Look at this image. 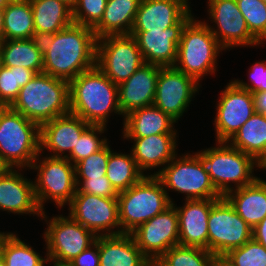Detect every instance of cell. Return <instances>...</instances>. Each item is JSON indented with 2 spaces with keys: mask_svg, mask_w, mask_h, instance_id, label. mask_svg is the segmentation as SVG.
I'll return each instance as SVG.
<instances>
[{
  "mask_svg": "<svg viewBox=\"0 0 266 266\" xmlns=\"http://www.w3.org/2000/svg\"><path fill=\"white\" fill-rule=\"evenodd\" d=\"M161 67L144 63L118 85V104L123 116L135 109L153 105Z\"/></svg>",
  "mask_w": 266,
  "mask_h": 266,
  "instance_id": "21",
  "label": "cell"
},
{
  "mask_svg": "<svg viewBox=\"0 0 266 266\" xmlns=\"http://www.w3.org/2000/svg\"><path fill=\"white\" fill-rule=\"evenodd\" d=\"M70 112L91 125L107 126L110 114L122 115L118 85L97 66L69 82Z\"/></svg>",
  "mask_w": 266,
  "mask_h": 266,
  "instance_id": "2",
  "label": "cell"
},
{
  "mask_svg": "<svg viewBox=\"0 0 266 266\" xmlns=\"http://www.w3.org/2000/svg\"><path fill=\"white\" fill-rule=\"evenodd\" d=\"M99 266H153L131 234L99 236Z\"/></svg>",
  "mask_w": 266,
  "mask_h": 266,
  "instance_id": "25",
  "label": "cell"
},
{
  "mask_svg": "<svg viewBox=\"0 0 266 266\" xmlns=\"http://www.w3.org/2000/svg\"><path fill=\"white\" fill-rule=\"evenodd\" d=\"M73 266H99V236L95 242L71 261Z\"/></svg>",
  "mask_w": 266,
  "mask_h": 266,
  "instance_id": "44",
  "label": "cell"
},
{
  "mask_svg": "<svg viewBox=\"0 0 266 266\" xmlns=\"http://www.w3.org/2000/svg\"><path fill=\"white\" fill-rule=\"evenodd\" d=\"M64 3H66L70 8H74V6L77 4L78 0H60Z\"/></svg>",
  "mask_w": 266,
  "mask_h": 266,
  "instance_id": "52",
  "label": "cell"
},
{
  "mask_svg": "<svg viewBox=\"0 0 266 266\" xmlns=\"http://www.w3.org/2000/svg\"><path fill=\"white\" fill-rule=\"evenodd\" d=\"M39 153L40 126L9 106L0 107V156L12 169H29Z\"/></svg>",
  "mask_w": 266,
  "mask_h": 266,
  "instance_id": "6",
  "label": "cell"
},
{
  "mask_svg": "<svg viewBox=\"0 0 266 266\" xmlns=\"http://www.w3.org/2000/svg\"><path fill=\"white\" fill-rule=\"evenodd\" d=\"M36 73L23 66H3L0 71V107L10 106L17 98L21 87Z\"/></svg>",
  "mask_w": 266,
  "mask_h": 266,
  "instance_id": "36",
  "label": "cell"
},
{
  "mask_svg": "<svg viewBox=\"0 0 266 266\" xmlns=\"http://www.w3.org/2000/svg\"><path fill=\"white\" fill-rule=\"evenodd\" d=\"M258 168L266 170V154L258 161Z\"/></svg>",
  "mask_w": 266,
  "mask_h": 266,
  "instance_id": "51",
  "label": "cell"
},
{
  "mask_svg": "<svg viewBox=\"0 0 266 266\" xmlns=\"http://www.w3.org/2000/svg\"><path fill=\"white\" fill-rule=\"evenodd\" d=\"M252 238V228L222 196L211 207L208 216V251L216 257L241 247Z\"/></svg>",
  "mask_w": 266,
  "mask_h": 266,
  "instance_id": "12",
  "label": "cell"
},
{
  "mask_svg": "<svg viewBox=\"0 0 266 266\" xmlns=\"http://www.w3.org/2000/svg\"><path fill=\"white\" fill-rule=\"evenodd\" d=\"M255 113L266 115V91L251 93Z\"/></svg>",
  "mask_w": 266,
  "mask_h": 266,
  "instance_id": "45",
  "label": "cell"
},
{
  "mask_svg": "<svg viewBox=\"0 0 266 266\" xmlns=\"http://www.w3.org/2000/svg\"><path fill=\"white\" fill-rule=\"evenodd\" d=\"M106 170V176L117 192L129 189L146 176L137 167L131 152L117 153L111 148Z\"/></svg>",
  "mask_w": 266,
  "mask_h": 266,
  "instance_id": "33",
  "label": "cell"
},
{
  "mask_svg": "<svg viewBox=\"0 0 266 266\" xmlns=\"http://www.w3.org/2000/svg\"><path fill=\"white\" fill-rule=\"evenodd\" d=\"M248 78L251 84L238 79L233 80V82L250 93L266 91V61L255 62L249 69Z\"/></svg>",
  "mask_w": 266,
  "mask_h": 266,
  "instance_id": "43",
  "label": "cell"
},
{
  "mask_svg": "<svg viewBox=\"0 0 266 266\" xmlns=\"http://www.w3.org/2000/svg\"><path fill=\"white\" fill-rule=\"evenodd\" d=\"M110 155L109 142L98 152L79 161L75 165L76 179H96L106 176Z\"/></svg>",
  "mask_w": 266,
  "mask_h": 266,
  "instance_id": "40",
  "label": "cell"
},
{
  "mask_svg": "<svg viewBox=\"0 0 266 266\" xmlns=\"http://www.w3.org/2000/svg\"><path fill=\"white\" fill-rule=\"evenodd\" d=\"M107 0H78L72 9L73 22L94 28L102 19Z\"/></svg>",
  "mask_w": 266,
  "mask_h": 266,
  "instance_id": "41",
  "label": "cell"
},
{
  "mask_svg": "<svg viewBox=\"0 0 266 266\" xmlns=\"http://www.w3.org/2000/svg\"><path fill=\"white\" fill-rule=\"evenodd\" d=\"M133 143L131 154L137 167L144 171H152L156 167L163 168L178 154L177 133L154 134L147 137H123ZM149 169V170H148Z\"/></svg>",
  "mask_w": 266,
  "mask_h": 266,
  "instance_id": "24",
  "label": "cell"
},
{
  "mask_svg": "<svg viewBox=\"0 0 266 266\" xmlns=\"http://www.w3.org/2000/svg\"><path fill=\"white\" fill-rule=\"evenodd\" d=\"M160 168L157 169L158 172L149 173L147 176H156L162 182L171 203L174 201L169 196V189L186 195L185 200L222 197L194 153L176 155L164 168Z\"/></svg>",
  "mask_w": 266,
  "mask_h": 266,
  "instance_id": "8",
  "label": "cell"
},
{
  "mask_svg": "<svg viewBox=\"0 0 266 266\" xmlns=\"http://www.w3.org/2000/svg\"><path fill=\"white\" fill-rule=\"evenodd\" d=\"M200 84L174 66L161 67L153 105L178 122L199 92Z\"/></svg>",
  "mask_w": 266,
  "mask_h": 266,
  "instance_id": "16",
  "label": "cell"
},
{
  "mask_svg": "<svg viewBox=\"0 0 266 266\" xmlns=\"http://www.w3.org/2000/svg\"><path fill=\"white\" fill-rule=\"evenodd\" d=\"M228 143L258 162L266 154V115L254 113Z\"/></svg>",
  "mask_w": 266,
  "mask_h": 266,
  "instance_id": "31",
  "label": "cell"
},
{
  "mask_svg": "<svg viewBox=\"0 0 266 266\" xmlns=\"http://www.w3.org/2000/svg\"><path fill=\"white\" fill-rule=\"evenodd\" d=\"M41 154L30 168L37 171L34 194L38 207L44 211L48 200L55 202L57 208H63L65 204L68 206L77 190L75 166L67 158L48 155L40 158Z\"/></svg>",
  "mask_w": 266,
  "mask_h": 266,
  "instance_id": "9",
  "label": "cell"
},
{
  "mask_svg": "<svg viewBox=\"0 0 266 266\" xmlns=\"http://www.w3.org/2000/svg\"><path fill=\"white\" fill-rule=\"evenodd\" d=\"M11 169V166L0 156V177L6 175Z\"/></svg>",
  "mask_w": 266,
  "mask_h": 266,
  "instance_id": "47",
  "label": "cell"
},
{
  "mask_svg": "<svg viewBox=\"0 0 266 266\" xmlns=\"http://www.w3.org/2000/svg\"><path fill=\"white\" fill-rule=\"evenodd\" d=\"M36 38L30 0H12L4 8L3 40Z\"/></svg>",
  "mask_w": 266,
  "mask_h": 266,
  "instance_id": "32",
  "label": "cell"
},
{
  "mask_svg": "<svg viewBox=\"0 0 266 266\" xmlns=\"http://www.w3.org/2000/svg\"><path fill=\"white\" fill-rule=\"evenodd\" d=\"M12 0H0V8H5Z\"/></svg>",
  "mask_w": 266,
  "mask_h": 266,
  "instance_id": "53",
  "label": "cell"
},
{
  "mask_svg": "<svg viewBox=\"0 0 266 266\" xmlns=\"http://www.w3.org/2000/svg\"><path fill=\"white\" fill-rule=\"evenodd\" d=\"M3 17L4 9L0 8V42L3 40Z\"/></svg>",
  "mask_w": 266,
  "mask_h": 266,
  "instance_id": "50",
  "label": "cell"
},
{
  "mask_svg": "<svg viewBox=\"0 0 266 266\" xmlns=\"http://www.w3.org/2000/svg\"><path fill=\"white\" fill-rule=\"evenodd\" d=\"M144 63L134 36L107 35L97 39L96 66L114 84L125 82Z\"/></svg>",
  "mask_w": 266,
  "mask_h": 266,
  "instance_id": "10",
  "label": "cell"
},
{
  "mask_svg": "<svg viewBox=\"0 0 266 266\" xmlns=\"http://www.w3.org/2000/svg\"><path fill=\"white\" fill-rule=\"evenodd\" d=\"M143 255L154 264L171 247L179 245L175 203L130 233Z\"/></svg>",
  "mask_w": 266,
  "mask_h": 266,
  "instance_id": "14",
  "label": "cell"
},
{
  "mask_svg": "<svg viewBox=\"0 0 266 266\" xmlns=\"http://www.w3.org/2000/svg\"><path fill=\"white\" fill-rule=\"evenodd\" d=\"M189 0H141L131 32L161 31L178 24L191 10Z\"/></svg>",
  "mask_w": 266,
  "mask_h": 266,
  "instance_id": "20",
  "label": "cell"
},
{
  "mask_svg": "<svg viewBox=\"0 0 266 266\" xmlns=\"http://www.w3.org/2000/svg\"><path fill=\"white\" fill-rule=\"evenodd\" d=\"M217 199L185 200L175 208L179 222V245L208 250V216Z\"/></svg>",
  "mask_w": 266,
  "mask_h": 266,
  "instance_id": "23",
  "label": "cell"
},
{
  "mask_svg": "<svg viewBox=\"0 0 266 266\" xmlns=\"http://www.w3.org/2000/svg\"><path fill=\"white\" fill-rule=\"evenodd\" d=\"M123 118V137L178 133L174 129L177 122L154 105L135 109Z\"/></svg>",
  "mask_w": 266,
  "mask_h": 266,
  "instance_id": "27",
  "label": "cell"
},
{
  "mask_svg": "<svg viewBox=\"0 0 266 266\" xmlns=\"http://www.w3.org/2000/svg\"><path fill=\"white\" fill-rule=\"evenodd\" d=\"M223 50L205 20L193 16L182 30L174 67L200 83L205 75L215 73L217 57Z\"/></svg>",
  "mask_w": 266,
  "mask_h": 266,
  "instance_id": "5",
  "label": "cell"
},
{
  "mask_svg": "<svg viewBox=\"0 0 266 266\" xmlns=\"http://www.w3.org/2000/svg\"><path fill=\"white\" fill-rule=\"evenodd\" d=\"M4 233H5V232H2V231L0 232V238H1V236H2Z\"/></svg>",
  "mask_w": 266,
  "mask_h": 266,
  "instance_id": "56",
  "label": "cell"
},
{
  "mask_svg": "<svg viewBox=\"0 0 266 266\" xmlns=\"http://www.w3.org/2000/svg\"><path fill=\"white\" fill-rule=\"evenodd\" d=\"M9 107L41 126L70 112L69 82L37 73Z\"/></svg>",
  "mask_w": 266,
  "mask_h": 266,
  "instance_id": "3",
  "label": "cell"
},
{
  "mask_svg": "<svg viewBox=\"0 0 266 266\" xmlns=\"http://www.w3.org/2000/svg\"><path fill=\"white\" fill-rule=\"evenodd\" d=\"M77 189L82 193L117 198L118 192L111 185L107 176L96 179H76Z\"/></svg>",
  "mask_w": 266,
  "mask_h": 266,
  "instance_id": "42",
  "label": "cell"
},
{
  "mask_svg": "<svg viewBox=\"0 0 266 266\" xmlns=\"http://www.w3.org/2000/svg\"><path fill=\"white\" fill-rule=\"evenodd\" d=\"M216 144V147L194 154L221 196L249 185L258 178L253 174L254 168H258V162L252 156L234 148L228 142L217 141Z\"/></svg>",
  "mask_w": 266,
  "mask_h": 266,
  "instance_id": "4",
  "label": "cell"
},
{
  "mask_svg": "<svg viewBox=\"0 0 266 266\" xmlns=\"http://www.w3.org/2000/svg\"><path fill=\"white\" fill-rule=\"evenodd\" d=\"M43 71L70 82L96 66L97 38L93 28L78 24L41 39Z\"/></svg>",
  "mask_w": 266,
  "mask_h": 266,
  "instance_id": "1",
  "label": "cell"
},
{
  "mask_svg": "<svg viewBox=\"0 0 266 266\" xmlns=\"http://www.w3.org/2000/svg\"><path fill=\"white\" fill-rule=\"evenodd\" d=\"M89 125L71 112L45 122L40 126V152L47 149L53 152L50 157L66 158Z\"/></svg>",
  "mask_w": 266,
  "mask_h": 266,
  "instance_id": "19",
  "label": "cell"
},
{
  "mask_svg": "<svg viewBox=\"0 0 266 266\" xmlns=\"http://www.w3.org/2000/svg\"><path fill=\"white\" fill-rule=\"evenodd\" d=\"M40 218L47 224L43 237L47 249L46 256L50 259L71 262L96 240L97 236L91 230L78 223L69 214L48 219L44 210Z\"/></svg>",
  "mask_w": 266,
  "mask_h": 266,
  "instance_id": "11",
  "label": "cell"
},
{
  "mask_svg": "<svg viewBox=\"0 0 266 266\" xmlns=\"http://www.w3.org/2000/svg\"><path fill=\"white\" fill-rule=\"evenodd\" d=\"M216 104L214 127L216 142H228L240 127L255 113L252 94L232 80L221 91Z\"/></svg>",
  "mask_w": 266,
  "mask_h": 266,
  "instance_id": "17",
  "label": "cell"
},
{
  "mask_svg": "<svg viewBox=\"0 0 266 266\" xmlns=\"http://www.w3.org/2000/svg\"><path fill=\"white\" fill-rule=\"evenodd\" d=\"M0 266H6V263H5V261L1 258V256H0Z\"/></svg>",
  "mask_w": 266,
  "mask_h": 266,
  "instance_id": "54",
  "label": "cell"
},
{
  "mask_svg": "<svg viewBox=\"0 0 266 266\" xmlns=\"http://www.w3.org/2000/svg\"><path fill=\"white\" fill-rule=\"evenodd\" d=\"M117 199L121 234H130L172 204L162 182L147 175L129 189L118 192Z\"/></svg>",
  "mask_w": 266,
  "mask_h": 266,
  "instance_id": "7",
  "label": "cell"
},
{
  "mask_svg": "<svg viewBox=\"0 0 266 266\" xmlns=\"http://www.w3.org/2000/svg\"><path fill=\"white\" fill-rule=\"evenodd\" d=\"M224 197L252 230L266 217V181L260 177Z\"/></svg>",
  "mask_w": 266,
  "mask_h": 266,
  "instance_id": "26",
  "label": "cell"
},
{
  "mask_svg": "<svg viewBox=\"0 0 266 266\" xmlns=\"http://www.w3.org/2000/svg\"><path fill=\"white\" fill-rule=\"evenodd\" d=\"M34 250L16 233L5 232L0 238V256L6 266H45L48 257L43 258Z\"/></svg>",
  "mask_w": 266,
  "mask_h": 266,
  "instance_id": "34",
  "label": "cell"
},
{
  "mask_svg": "<svg viewBox=\"0 0 266 266\" xmlns=\"http://www.w3.org/2000/svg\"><path fill=\"white\" fill-rule=\"evenodd\" d=\"M2 67H3V63H2L1 54H0V71H1Z\"/></svg>",
  "mask_w": 266,
  "mask_h": 266,
  "instance_id": "55",
  "label": "cell"
},
{
  "mask_svg": "<svg viewBox=\"0 0 266 266\" xmlns=\"http://www.w3.org/2000/svg\"><path fill=\"white\" fill-rule=\"evenodd\" d=\"M252 237L266 248V217L252 230Z\"/></svg>",
  "mask_w": 266,
  "mask_h": 266,
  "instance_id": "46",
  "label": "cell"
},
{
  "mask_svg": "<svg viewBox=\"0 0 266 266\" xmlns=\"http://www.w3.org/2000/svg\"><path fill=\"white\" fill-rule=\"evenodd\" d=\"M192 17L190 11L178 24L161 31L130 32L137 41L144 62L160 67H173L177 60L182 30Z\"/></svg>",
  "mask_w": 266,
  "mask_h": 266,
  "instance_id": "18",
  "label": "cell"
},
{
  "mask_svg": "<svg viewBox=\"0 0 266 266\" xmlns=\"http://www.w3.org/2000/svg\"><path fill=\"white\" fill-rule=\"evenodd\" d=\"M223 257L233 266H266V248L253 237Z\"/></svg>",
  "mask_w": 266,
  "mask_h": 266,
  "instance_id": "39",
  "label": "cell"
},
{
  "mask_svg": "<svg viewBox=\"0 0 266 266\" xmlns=\"http://www.w3.org/2000/svg\"><path fill=\"white\" fill-rule=\"evenodd\" d=\"M207 4L209 20L215 26L205 23L225 51L233 47H254L261 44L250 33L236 0H208Z\"/></svg>",
  "mask_w": 266,
  "mask_h": 266,
  "instance_id": "15",
  "label": "cell"
},
{
  "mask_svg": "<svg viewBox=\"0 0 266 266\" xmlns=\"http://www.w3.org/2000/svg\"><path fill=\"white\" fill-rule=\"evenodd\" d=\"M21 172L22 169H11L0 177V210L9 214L41 217L43 211L38 207L35 198L34 182Z\"/></svg>",
  "mask_w": 266,
  "mask_h": 266,
  "instance_id": "22",
  "label": "cell"
},
{
  "mask_svg": "<svg viewBox=\"0 0 266 266\" xmlns=\"http://www.w3.org/2000/svg\"><path fill=\"white\" fill-rule=\"evenodd\" d=\"M141 0H107L101 21L93 28L97 39L130 34Z\"/></svg>",
  "mask_w": 266,
  "mask_h": 266,
  "instance_id": "29",
  "label": "cell"
},
{
  "mask_svg": "<svg viewBox=\"0 0 266 266\" xmlns=\"http://www.w3.org/2000/svg\"><path fill=\"white\" fill-rule=\"evenodd\" d=\"M48 263H53V266H73L71 262H63V261H58V260H55V259H50V258H47V261Z\"/></svg>",
  "mask_w": 266,
  "mask_h": 266,
  "instance_id": "49",
  "label": "cell"
},
{
  "mask_svg": "<svg viewBox=\"0 0 266 266\" xmlns=\"http://www.w3.org/2000/svg\"><path fill=\"white\" fill-rule=\"evenodd\" d=\"M214 266H233L224 257H216Z\"/></svg>",
  "mask_w": 266,
  "mask_h": 266,
  "instance_id": "48",
  "label": "cell"
},
{
  "mask_svg": "<svg viewBox=\"0 0 266 266\" xmlns=\"http://www.w3.org/2000/svg\"><path fill=\"white\" fill-rule=\"evenodd\" d=\"M216 256L199 247L176 245L165 252L153 266H214Z\"/></svg>",
  "mask_w": 266,
  "mask_h": 266,
  "instance_id": "35",
  "label": "cell"
},
{
  "mask_svg": "<svg viewBox=\"0 0 266 266\" xmlns=\"http://www.w3.org/2000/svg\"><path fill=\"white\" fill-rule=\"evenodd\" d=\"M68 205L69 215L96 236L121 234L117 198L82 193L77 189Z\"/></svg>",
  "mask_w": 266,
  "mask_h": 266,
  "instance_id": "13",
  "label": "cell"
},
{
  "mask_svg": "<svg viewBox=\"0 0 266 266\" xmlns=\"http://www.w3.org/2000/svg\"><path fill=\"white\" fill-rule=\"evenodd\" d=\"M106 130V126L90 124L82 132L78 142L66 158L75 166L79 161L98 152L108 143L107 137H99V135H102Z\"/></svg>",
  "mask_w": 266,
  "mask_h": 266,
  "instance_id": "37",
  "label": "cell"
},
{
  "mask_svg": "<svg viewBox=\"0 0 266 266\" xmlns=\"http://www.w3.org/2000/svg\"><path fill=\"white\" fill-rule=\"evenodd\" d=\"M0 54L3 66H23L36 74L43 71L41 39L2 40Z\"/></svg>",
  "mask_w": 266,
  "mask_h": 266,
  "instance_id": "30",
  "label": "cell"
},
{
  "mask_svg": "<svg viewBox=\"0 0 266 266\" xmlns=\"http://www.w3.org/2000/svg\"><path fill=\"white\" fill-rule=\"evenodd\" d=\"M36 38L53 35L73 24L72 8L60 0H30Z\"/></svg>",
  "mask_w": 266,
  "mask_h": 266,
  "instance_id": "28",
  "label": "cell"
},
{
  "mask_svg": "<svg viewBox=\"0 0 266 266\" xmlns=\"http://www.w3.org/2000/svg\"><path fill=\"white\" fill-rule=\"evenodd\" d=\"M250 33L261 43L266 42V3L262 0H236Z\"/></svg>",
  "mask_w": 266,
  "mask_h": 266,
  "instance_id": "38",
  "label": "cell"
}]
</instances>
